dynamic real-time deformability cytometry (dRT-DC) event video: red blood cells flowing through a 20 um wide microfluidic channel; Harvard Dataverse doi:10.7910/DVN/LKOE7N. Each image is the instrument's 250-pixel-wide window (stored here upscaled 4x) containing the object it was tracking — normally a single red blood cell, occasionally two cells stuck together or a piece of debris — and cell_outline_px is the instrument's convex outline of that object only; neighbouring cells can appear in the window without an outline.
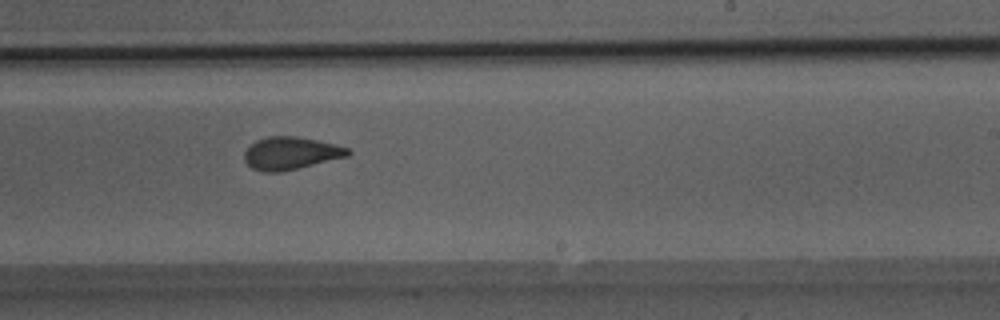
{"species": "Egyptian fruit bat (a non-hibernating species)", "species_latin": "Rousettus aegyptiacus", "temperature_condition": "room temperature", "stored_images_in_passage": 37, "camera_frame_rate_fps": 3000, "um_per_image_px": 0.085, "animal": {"sex": "male"}, "frame": {"image": 1, "passage_image": 18, "time_ms": 5.667, "image_size_px": [1000, 320], "cell_outline_px": [[352, 152], [348, 156], [280, 172], [260, 172], [252, 168], [244, 160], [244, 152], [256, 140], [268, 136], [296, 136], [336, 144], [348, 148]], "centroid_in_image_um": [24.7, 13.02], "position_along_channel_um": 264.3, "area_um2": 19.59}}
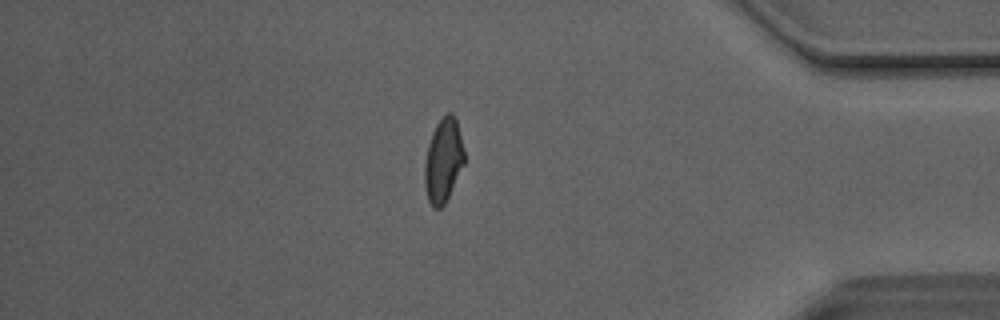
{"frame": {"image": 2, "passage_image": 30, "time_ms": 9.667, "image_size_px": [1000, 320], "cell_outline_px": [[464, 164], [444, 204], [440, 208], [432, 208], [428, 200], [424, 184], [424, 164], [428, 144], [432, 132], [436, 124], [448, 112], [452, 112], [456, 120], [464, 148]], "centroid_in_image_um": [37.66, 13.64], "position_along_channel_um": 397.5, "area_um2": 19.31}}
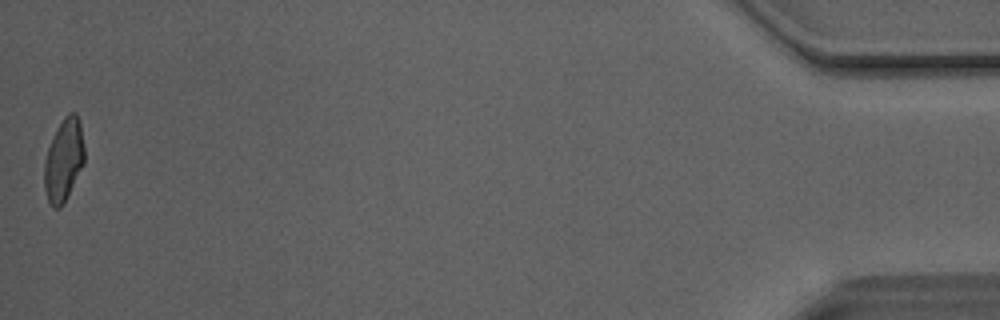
{"frame": {"image": 3, "passage_image": 37, "time_ms": 12.0, "image_size_px": [1000, 320], "cell_outline_px": [[84, 164], [64, 204], [60, 208], [52, 208], [48, 200], [44, 188], [44, 164], [48, 148], [64, 116], [68, 112], [76, 112], [80, 120], [84, 144]], "centroid_in_image_um": [5.44, 13.62], "position_along_channel_um": 429.8, "area_um2": 19.36}, "authors_computed_cell_mechanics": {"area_um2": 19.652, "velocity_mm_per_s": 4.1272, "shape_relaxation_time_tau1_ms": null, "shape_relaxation_time_tau2_ms": 1.2387, "deformation_change_tau1": null, "deformation_change_tau2": 0.071}}